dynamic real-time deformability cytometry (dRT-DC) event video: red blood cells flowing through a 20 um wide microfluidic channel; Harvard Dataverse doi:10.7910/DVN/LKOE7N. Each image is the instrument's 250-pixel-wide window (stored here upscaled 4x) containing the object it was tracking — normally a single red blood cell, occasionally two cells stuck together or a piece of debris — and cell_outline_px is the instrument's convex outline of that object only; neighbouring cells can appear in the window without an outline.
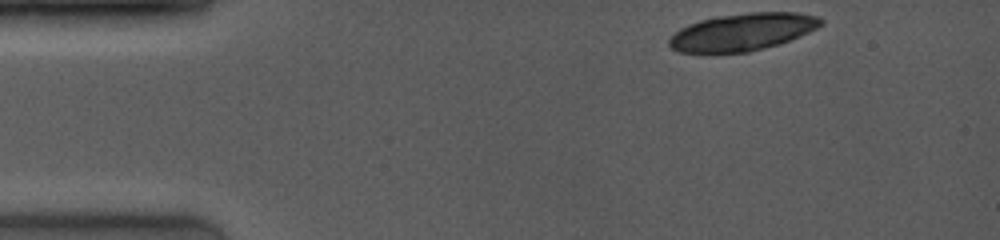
{"species": "common noctule bat (a hibernating species)", "species_latin": "Nyctalus noctula", "temperature_condition": "room temperature", "stored_images_in_passage": 5, "camera_frame_rate_fps": 4000, "um_per_image_px": 0.085, "animal": {"sex": "female", "body_mass_g": 19.0, "forearm_length_mm": 53.3}, "frame": {"image": 1, "passage_image": 1, "time_ms": 0.0, "image_size_px": [1000, 240], "cell_outline_px": [[824, 24], [808, 32], [788, 40], [764, 48], [748, 52], [680, 52], [672, 48], [668, 44], [668, 40], [680, 28], [688, 24], [700, 20], [716, 16], [748, 12], [796, 12], [820, 16], [824, 20]], "centroid_in_image_um": [63.13, 2.69], "position_along_channel_um": 21.9, "area_um2": 32.83}}